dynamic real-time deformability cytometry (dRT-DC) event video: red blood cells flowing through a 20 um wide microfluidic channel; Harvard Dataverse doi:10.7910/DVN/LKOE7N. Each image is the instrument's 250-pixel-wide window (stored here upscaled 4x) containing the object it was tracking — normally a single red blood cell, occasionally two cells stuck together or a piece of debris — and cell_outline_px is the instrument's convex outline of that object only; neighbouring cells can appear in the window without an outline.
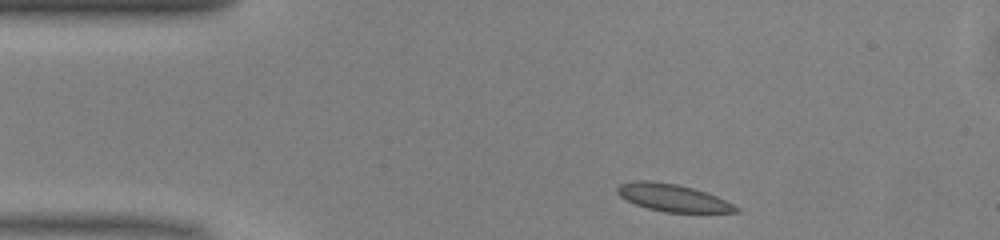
{"species": "common noctule bat (a hibernating species)", "species_latin": "Nyctalus noctula", "temperature_condition": "warm", "stored_images_in_passage": 42, "camera_frame_rate_fps": 3000, "um_per_image_px": 0.085, "animal": {"sex": "male", "body_mass_g": 13.0, "forearm_length_mm": 53.1}, "frame": {"image": 1, "passage_image": 1, "time_ms": 0.0, "image_size_px": [1000, 240], "cell_outline_px": [[740, 212], [664, 212], [648, 208], [636, 204], [620, 196], [616, 192], [616, 188], [620, 184], [632, 180], [648, 180], [676, 184], [692, 188], [716, 196], [740, 208]], "centroid_in_image_um": [57.15, 16.8], "position_along_channel_um": 27.9, "area_um2": 18.67}}
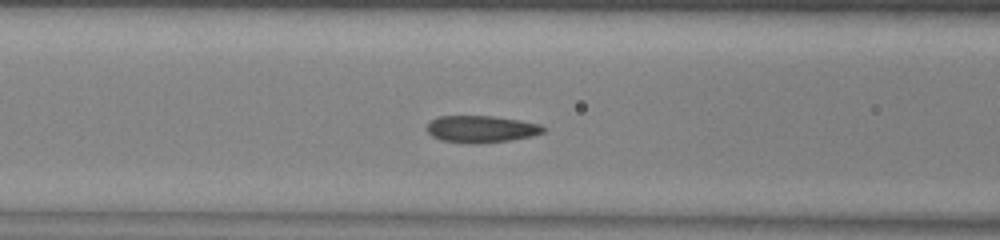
{"frame": {"image": 2, "passage_image": 12, "time_ms": 3.667, "image_size_px": [1000, 240], "cell_outline_px": [[544, 132], [532, 136], [508, 140], [440, 140], [432, 136], [428, 132], [428, 124], [436, 116], [492, 116], [540, 124], [544, 128]], "centroid_in_image_um": [40.91, 10.91], "position_along_channel_um": 125.7, "area_um2": 17.05}}
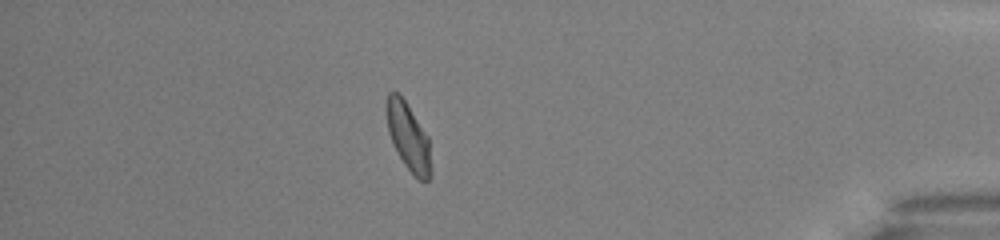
{"frame": {"image": 3, "passage_image": 36, "time_ms": 11.667, "image_size_px": [1000, 240], "cell_outline_px": [[428, 180], [420, 180], [404, 164], [388, 132], [384, 108], [388, 92], [400, 92], [428, 136]], "centroid_in_image_um": [34.62, 11.47], "position_along_channel_um": 400.6, "area_um2": 16.94}, "authors_computed_cell_mechanics": {"area_um2": 18.207, "velocity_mm_per_s": 4.0547, "shape_relaxation_time_tau1_ms": 3.2378, "shape_relaxation_time_tau2_ms": 1.3706, "deformation_change_tau1": 0.1113, "deformation_change_tau2": 0.0724}}